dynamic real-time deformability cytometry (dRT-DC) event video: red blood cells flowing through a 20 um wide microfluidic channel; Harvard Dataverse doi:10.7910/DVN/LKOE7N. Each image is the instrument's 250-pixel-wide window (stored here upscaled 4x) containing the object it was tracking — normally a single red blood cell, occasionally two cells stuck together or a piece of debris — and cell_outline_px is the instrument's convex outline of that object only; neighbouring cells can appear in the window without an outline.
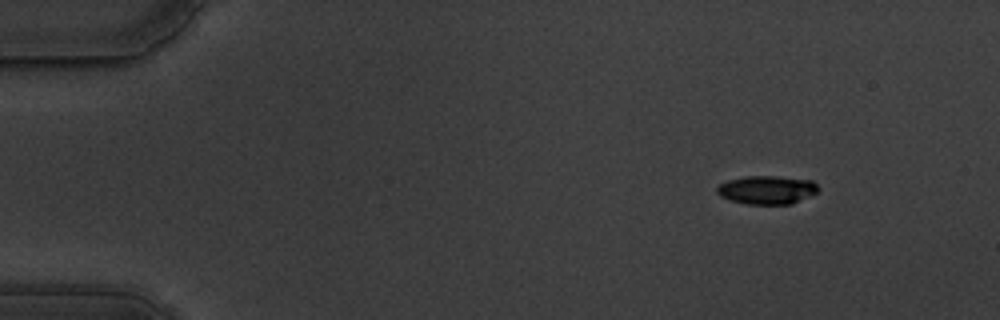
{"species": "common noctule bat (a hibernating species)", "species_latin": "Nyctalus noctula", "temperature_condition": "warm", "stored_images_in_passage": 52, "camera_frame_rate_fps": 3000, "um_per_image_px": 0.085, "animal": {"sex": "male", "body_mass_g": 19.5, "forearm_length_mm": 54.6}, "frame": {"image": 1, "passage_image": 1, "time_ms": 0.0, "image_size_px": [1000, 320], "cell_outline_px": [[816, 192], [792, 204], [748, 204], [732, 200], [720, 196], [716, 192], [716, 188], [720, 184], [728, 180], [744, 176], [776, 176], [812, 180], [816, 184]], "centroid_in_image_um": [65.15, 16.13], "position_along_channel_um": 19.8, "area_um2": 16.59}}
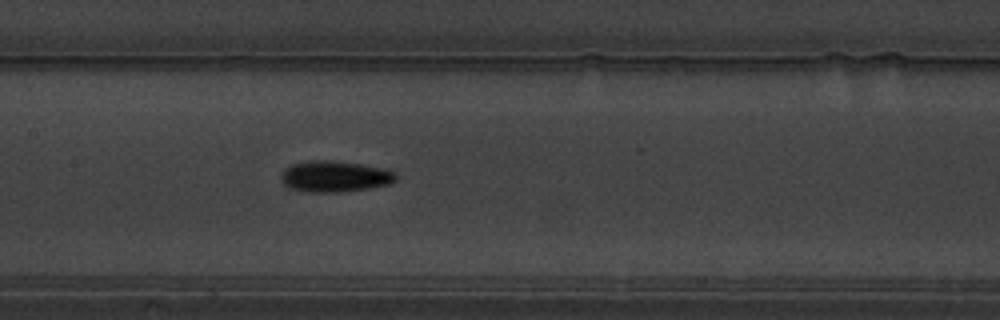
{"frame": {"image": 2, "passage_image": 23, "time_ms": 7.333, "image_size_px": [1000, 320], "cell_outline_px": [[396, 180], [388, 184], [368, 188], [332, 192], [312, 192], [292, 188], [284, 184], [280, 180], [280, 172], [284, 168], [292, 164], [308, 160], [332, 160], [360, 164], [384, 168], [396, 172]], "centroid_in_image_um": [28.42, 14.97], "position_along_channel_um": 179.0, "area_um2": 20.75}}
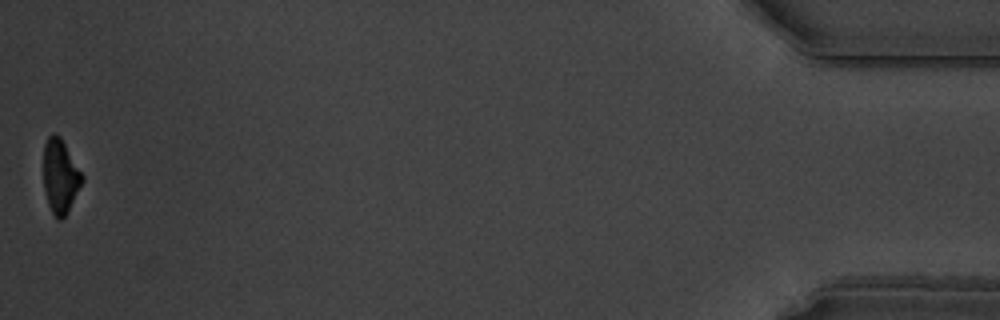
{"frame": {"image": 3, "passage_image": 52, "time_ms": 17.0, "image_size_px": [1000, 320], "cell_outline_px": [[84, 180], [64, 216], [60, 220], [52, 212], [48, 204], [44, 188], [44, 144], [48, 136], [56, 132], [60, 136], [84, 176]], "centroid_in_image_um": [5.12, 14.93], "position_along_channel_um": 430.1, "area_um2": 16.36}, "authors_computed_cell_mechanics": {"area_um2": 18.5249, "velocity_mm_per_s": 3.5354, "shape_relaxation_time_tau1_ms": 2.2978, "shape_relaxation_time_tau2_ms": 3.4489, "deformation_change_tau1": 0.1449, "deformation_change_tau2": 0.081}}